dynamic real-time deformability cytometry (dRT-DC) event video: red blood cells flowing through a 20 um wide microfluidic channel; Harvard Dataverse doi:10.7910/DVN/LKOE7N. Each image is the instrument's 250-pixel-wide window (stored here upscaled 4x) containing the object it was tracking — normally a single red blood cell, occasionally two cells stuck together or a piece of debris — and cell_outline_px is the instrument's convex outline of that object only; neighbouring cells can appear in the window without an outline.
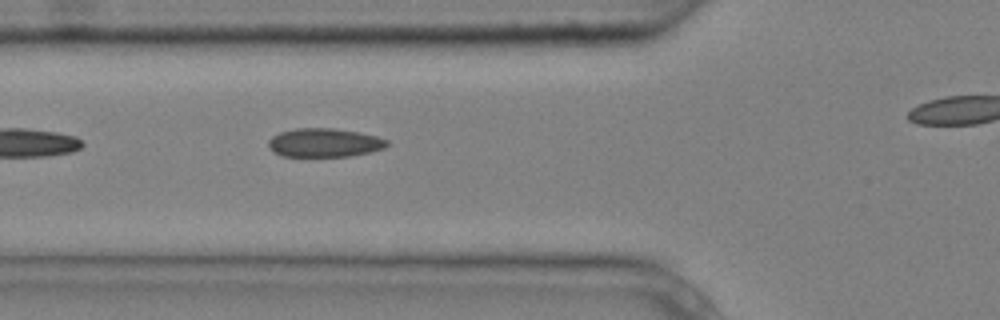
{"species": "common noctule bat (a hibernating species)", "species_latin": "Nyctalus noctula", "temperature_condition": "cold", "stored_images_in_passage": 5, "segment_of_instrument_passage": [1, 2], "camera_frame_rate_fps": 3000, "um_per_image_px": 0.085, "animal": {"sex": "male", "body_mass_g": 20.4}, "frame": {"image": 1, "passage_image": 4, "time_ms": 1.0, "image_size_px": [1000, 320], "cell_outline_px": [[388, 144], [384, 148], [352, 156], [280, 156], [268, 148], [268, 140], [272, 136], [280, 132], [296, 128], [332, 128], [360, 132], [376, 136], [388, 140]], "centroid_in_image_um": [27.54, 12.12], "position_along_channel_um": 98.3, "area_um2": 19.88}}